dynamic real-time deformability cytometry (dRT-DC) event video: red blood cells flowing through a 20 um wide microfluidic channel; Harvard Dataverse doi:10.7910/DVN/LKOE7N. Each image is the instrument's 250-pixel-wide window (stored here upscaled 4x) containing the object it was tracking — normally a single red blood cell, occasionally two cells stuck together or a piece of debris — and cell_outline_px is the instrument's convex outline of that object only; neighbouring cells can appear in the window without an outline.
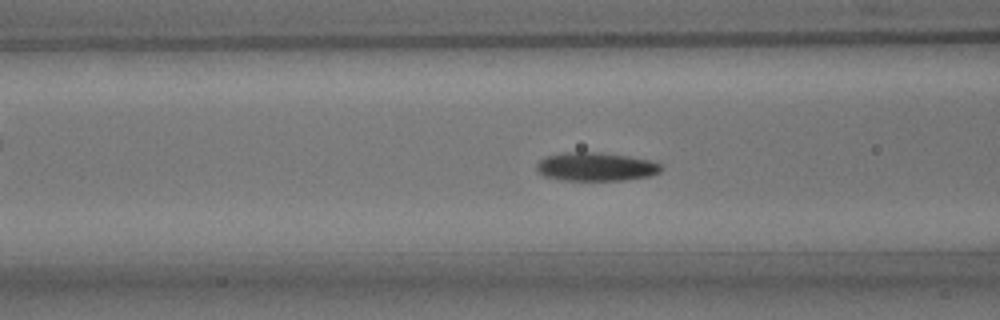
{"species": "common noctule bat (a hibernating species)", "species_latin": "Nyctalus noctula", "temperature_condition": "room temperature", "stored_images_in_passage": 54, "camera_frame_rate_fps": 3000, "um_per_image_px": 0.085, "animal": {"sex": "male", "body_mass_g": 15.6}, "frame": {"image": 1, "passage_image": 20, "time_ms": 6.333, "image_size_px": [1000, 320], "cell_outline_px": [[664, 168], [660, 172], [648, 176], [624, 180], [560, 180], [544, 176], [536, 172], [536, 164], [544, 156], [564, 152], [600, 152], [628, 156], [648, 160], [660, 164]], "centroid_in_image_um": [50.6, 14.17], "position_along_channel_um": 116.0, "area_um2": 20.87}}
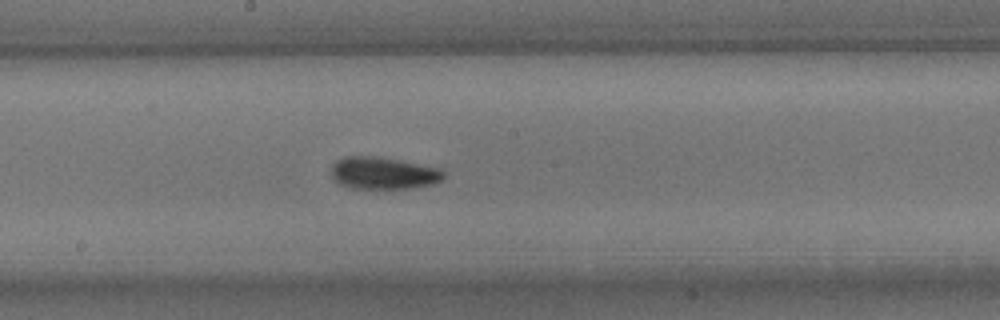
{"frame": {"image": 2, "passage_image": 28, "time_ms": 9.0, "image_size_px": [1000, 320], "cell_outline_px": [[448, 176], [432, 184], [408, 188], [348, 188], [336, 184], [332, 176], [332, 164], [336, 160], [344, 156], [372, 156], [400, 160], [440, 168]], "centroid_in_image_um": [32.55, 14.71], "position_along_channel_um": 215.6, "area_um2": 21.21}}
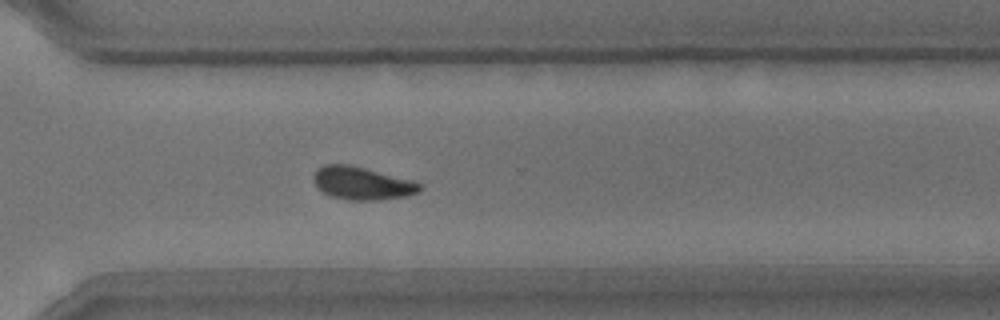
{"frame": {"image": 3, "passage_image": 38, "time_ms": 12.333, "image_size_px": [1000, 320], "cell_outline_px": [[424, 188], [420, 192], [408, 196], [376, 200], [348, 200], [328, 196], [316, 188], [312, 180], [312, 176], [316, 168], [324, 164], [348, 164], [364, 168], [408, 180], [420, 184]], "centroid_in_image_um": [30.68, 15.59], "position_along_channel_um": 339.9, "area_um2": 20.46}, "authors_computed_cell_mechanics": {"area_um2": 20.0566, "velocity_mm_per_s": 3.732, "shape_relaxation_time_tau1_ms": 3.0131, "shape_relaxation_time_tau2_ms": 3.0109, "deformation_change_tau1": 0.1289, "deformation_change_tau2": 0.0866}}